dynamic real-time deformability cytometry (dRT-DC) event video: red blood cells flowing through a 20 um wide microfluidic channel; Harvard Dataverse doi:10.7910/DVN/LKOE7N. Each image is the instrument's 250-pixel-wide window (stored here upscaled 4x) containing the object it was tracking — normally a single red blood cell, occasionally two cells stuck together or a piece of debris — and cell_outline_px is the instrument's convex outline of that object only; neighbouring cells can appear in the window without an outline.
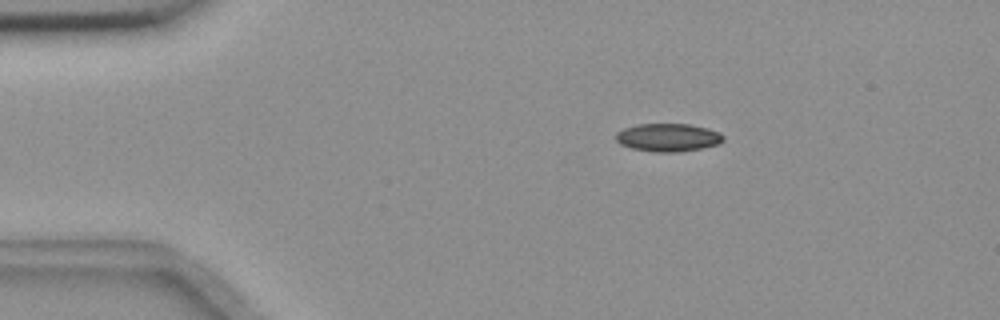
{"species": "common noctule bat (a hibernating species)", "species_latin": "Nyctalus noctula", "temperature_condition": "room temperature", "stored_images_in_passage": 4, "camera_frame_rate_fps": 3000, "um_per_image_px": 0.085, "animal": {"sex": "female", "body_mass_g": 18.4}, "frame": {"image": 1, "passage_image": 1, "time_ms": 0.0, "image_size_px": [1000, 320], "cell_outline_px": [[724, 140], [720, 144], [680, 152], [656, 152], [632, 148], [620, 144], [616, 140], [616, 132], [624, 128], [640, 124], [688, 124], [708, 128], [720, 132], [724, 136]], "centroid_in_image_um": [56.81, 11.68], "position_along_channel_um": 28.2, "area_um2": 17.57}}
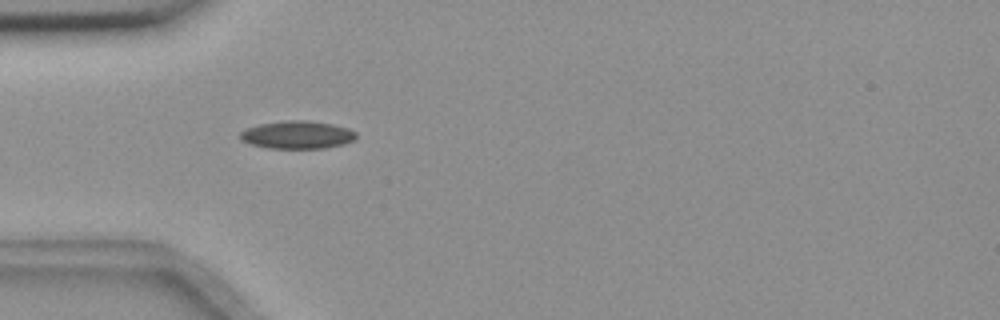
{"frame": {"image": 2, "passage_image": 3, "time_ms": 0.667, "image_size_px": [1000, 320], "cell_outline_px": [[356, 140], [344, 144], [324, 148], [268, 148], [252, 144], [240, 140], [240, 132], [248, 128], [260, 124], [288, 120], [308, 120], [332, 124], [348, 128], [356, 132]], "centroid_in_image_um": [25.3, 11.46], "position_along_channel_um": 59.7, "area_um2": 18.79}}